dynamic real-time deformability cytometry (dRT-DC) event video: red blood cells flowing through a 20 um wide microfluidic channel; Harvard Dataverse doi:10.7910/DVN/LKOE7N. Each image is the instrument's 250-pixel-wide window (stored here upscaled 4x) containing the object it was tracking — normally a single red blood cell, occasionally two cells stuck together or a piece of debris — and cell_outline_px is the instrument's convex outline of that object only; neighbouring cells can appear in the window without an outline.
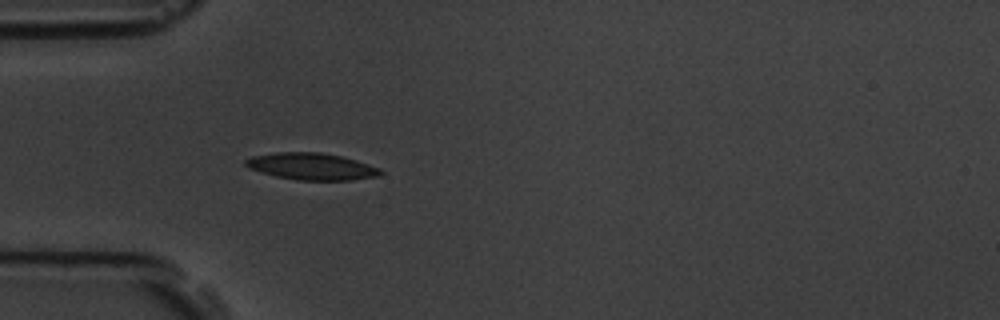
{"species": "common noctule bat (a hibernating species)", "species_latin": "Nyctalus noctula", "temperature_condition": "room temperature", "stored_images_in_passage": 1, "camera_frame_rate_fps": 3000, "um_per_image_px": 0.085, "animal": {"sex": "male", "body_mass_g": 19.5, "forearm_length_mm": 54.6}, "frame": {"image": 1, "passage_image": 1, "time_ms": 0.0, "image_size_px": [1000, 320], "cell_outline_px": [[384, 172], [380, 176], [352, 180], [296, 180], [276, 176], [248, 168], [244, 164], [244, 160], [252, 156], [276, 152], [320, 152], [340, 156], [356, 160], [380, 168]], "centroid_in_image_um": [26.49, 14.15], "position_along_channel_um": 58.5, "area_um2": 21.15}}